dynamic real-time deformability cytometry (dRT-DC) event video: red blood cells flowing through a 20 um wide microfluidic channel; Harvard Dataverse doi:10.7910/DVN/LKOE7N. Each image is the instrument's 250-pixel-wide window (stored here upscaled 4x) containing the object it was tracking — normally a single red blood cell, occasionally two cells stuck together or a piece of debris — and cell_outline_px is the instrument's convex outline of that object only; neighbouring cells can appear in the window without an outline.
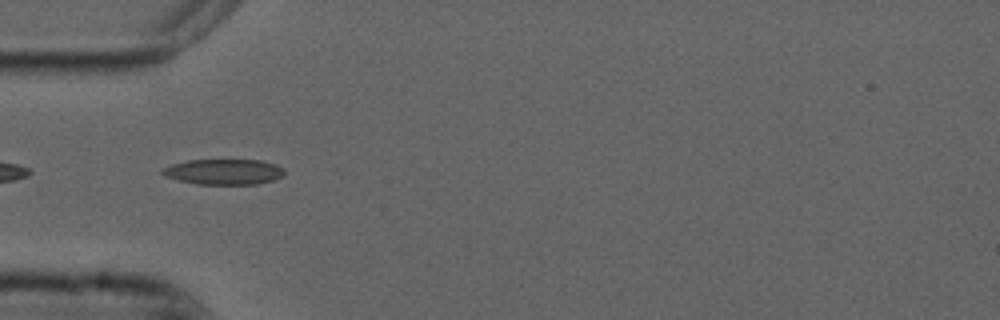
{"species": "common noctule bat (a hibernating species)", "species_latin": "Nyctalus noctula", "temperature_condition": "cold", "stored_images_in_passage": 47, "camera_frame_rate_fps": 3000, "um_per_image_px": 0.085, "animal": {"sex": "male", "forearm_length_mm": 52.5}, "frame": {"image": 1, "passage_image": 11, "time_ms": 3.333, "image_size_px": [1000, 320], "cell_outline_px": [[284, 176], [276, 180], [256, 184], [196, 184], [180, 180], [168, 176], [160, 172], [160, 168], [172, 164], [188, 160], [260, 160], [276, 164], [284, 168]], "centroid_in_image_um": [19.07, 14.6], "position_along_channel_um": 65.9, "area_um2": 18.21}}
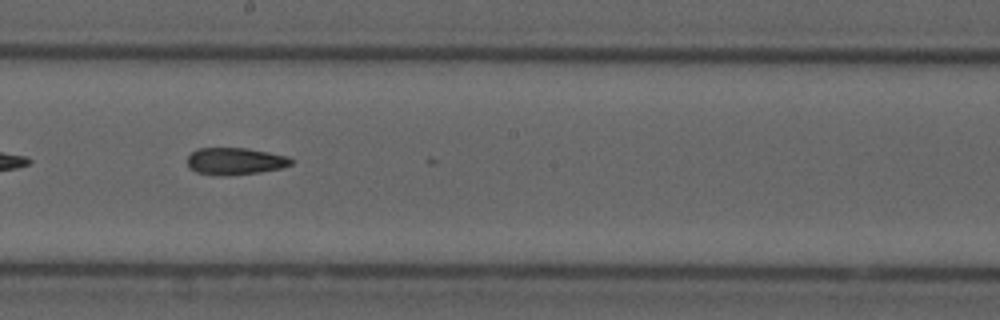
{"frame": {"image": 2, "passage_image": 24, "time_ms": 7.667, "image_size_px": [1000, 320], "cell_outline_px": [[292, 164], [280, 168], [260, 172], [228, 176], [216, 176], [196, 172], [188, 168], [188, 156], [192, 152], [200, 148], [248, 148], [288, 156], [292, 160]], "centroid_in_image_um": [19.96, 13.71], "position_along_channel_um": 228.2, "area_um2": 16.47}}
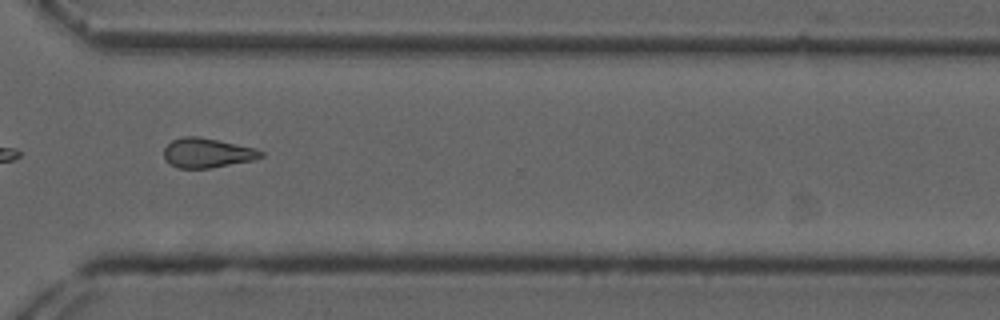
{"frame": {"image": 3, "passage_image": 34, "time_ms": 11.0, "image_size_px": [1000, 320], "cell_outline_px": [[264, 156], [252, 160], [208, 168], [176, 168], [164, 160], [164, 148], [172, 140], [184, 136], [200, 136], [256, 148], [264, 152]], "centroid_in_image_um": [17.59, 12.99], "position_along_channel_um": 353.0, "area_um2": 16.76}, "authors_computed_cell_mechanics": {"area_um2": 16.9932, "velocity_mm_per_s": 3.7467, "shape_relaxation_time_tau1_ms": null, "shape_relaxation_time_tau2_ms": 9.3232, "deformation_change_tau1": null, "deformation_change_tau2": 0.1988}}